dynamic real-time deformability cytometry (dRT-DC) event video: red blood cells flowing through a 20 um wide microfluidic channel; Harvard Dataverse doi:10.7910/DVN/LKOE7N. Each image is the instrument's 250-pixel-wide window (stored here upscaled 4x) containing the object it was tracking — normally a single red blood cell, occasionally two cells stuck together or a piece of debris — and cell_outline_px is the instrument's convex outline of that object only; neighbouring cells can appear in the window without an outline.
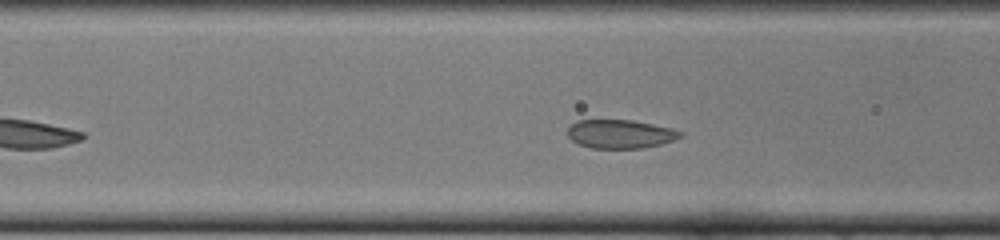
{"species": "common noctule bat (a hibernating species)", "species_latin": "Nyctalus noctula", "temperature_condition": "cold", "stored_images_in_passage": 40, "camera_frame_rate_fps": 3000, "um_per_image_px": 0.085, "animal": {"sex": "female", "body_mass_g": 22.0, "forearm_length_mm": 56.7}, "frame": {"image": 1, "passage_image": 11, "time_ms": 3.333, "image_size_px": [1000, 240], "cell_outline_px": [[684, 136], [660, 144], [644, 148], [592, 148], [580, 144], [572, 140], [568, 136], [568, 128], [576, 120], [632, 120], [672, 128], [684, 132]], "centroid_in_image_um": [52.75, 11.38], "position_along_channel_um": 113.9, "area_um2": 18.79}}
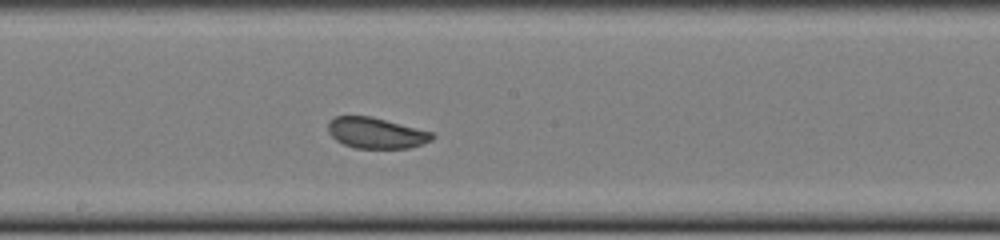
{"frame": {"image": 2, "passage_image": 19, "time_ms": 6.0, "image_size_px": [1000, 240], "cell_outline_px": [[436, 136], [432, 140], [408, 148], [356, 148], [344, 144], [336, 140], [328, 132], [328, 120], [336, 116], [372, 116], [432, 132]], "centroid_in_image_um": [31.95, 11.29], "position_along_channel_um": 216.2, "area_um2": 18.67}}
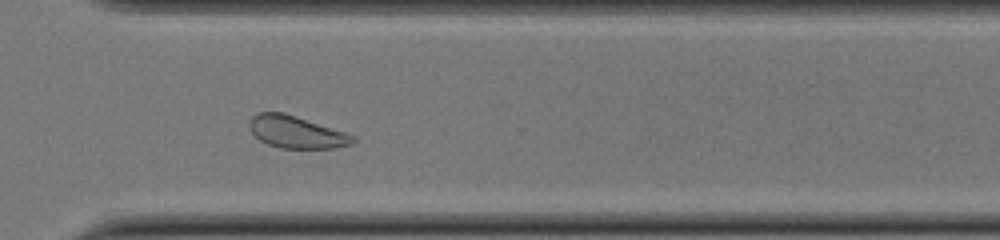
{"frame": {"image": 3, "passage_image": 29, "time_ms": 9.333, "image_size_px": [1000, 240], "cell_outline_px": [[356, 140], [352, 144], [332, 148], [280, 148], [268, 144], [260, 140], [248, 128], [248, 124], [252, 116], [256, 112], [284, 112], [356, 136]], "centroid_in_image_um": [25.16, 11.22], "position_along_channel_um": 345.4, "area_um2": 19.36}, "authors_computed_cell_mechanics": {"area_um2": 19.4497, "velocity_mm_per_s": 3.8578, "shape_relaxation_time_tau1_ms": 3.4672, "shape_relaxation_time_tau2_ms": null, "deformation_change_tau1": 0.0645, "deformation_change_tau2": null}}